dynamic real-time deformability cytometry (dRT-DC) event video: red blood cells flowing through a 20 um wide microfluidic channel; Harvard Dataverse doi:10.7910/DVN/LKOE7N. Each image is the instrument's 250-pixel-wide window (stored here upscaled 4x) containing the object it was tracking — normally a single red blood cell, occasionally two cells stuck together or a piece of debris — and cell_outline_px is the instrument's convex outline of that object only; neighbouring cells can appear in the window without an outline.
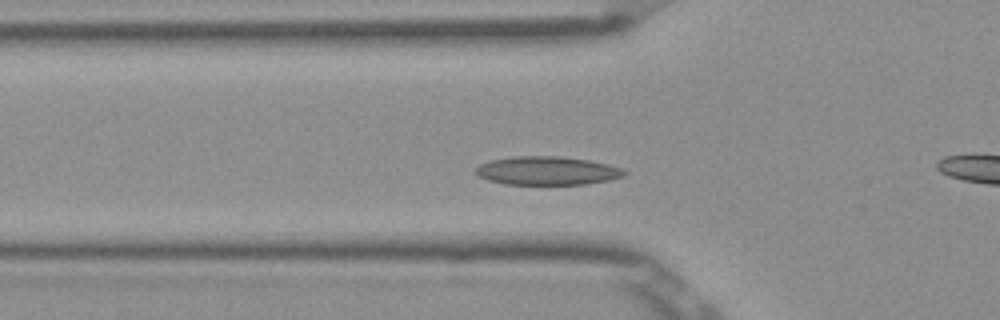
{"species": "Egyptian fruit bat (a non-hibernating species)", "species_latin": "Rousettus aegyptiacus", "temperature_condition": "room temperature", "stored_images_in_passage": 49, "camera_frame_rate_fps": 3000, "um_per_image_px": 0.085, "frame": {"image": 1, "passage_image": 13, "time_ms": 4.0, "image_size_px": [1000, 320], "cell_outline_px": [[628, 172], [624, 176], [608, 180], [588, 184], [504, 184], [488, 180], [476, 176], [476, 168], [480, 164], [492, 160], [516, 156], [560, 156], [588, 160], [608, 164], [620, 168]], "centroid_in_image_um": [46.5, 14.51], "position_along_channel_um": 79.3, "area_um2": 24.62}}
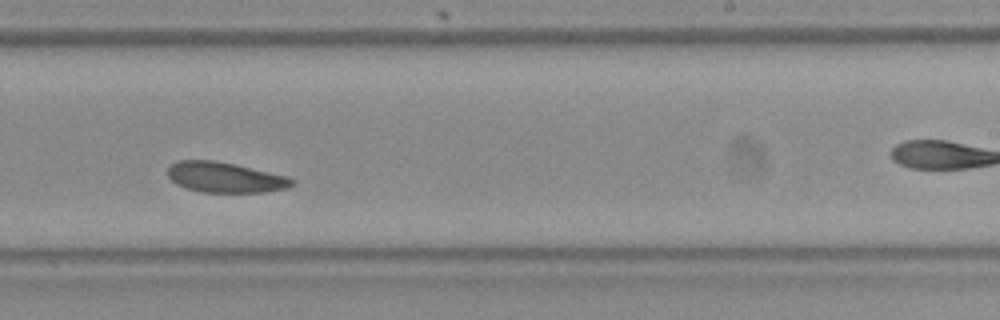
{"frame": {"image": 2, "passage_image": 28, "time_ms": 9.0, "image_size_px": [1000, 320], "cell_outline_px": [[296, 184], [288, 188], [264, 192], [200, 192], [184, 188], [176, 184], [168, 176], [168, 168], [176, 160], [212, 160], [232, 164], [288, 176], [296, 180]], "centroid_in_image_um": [19.14, 15.09], "position_along_channel_um": 269.9, "area_um2": 22.02}}
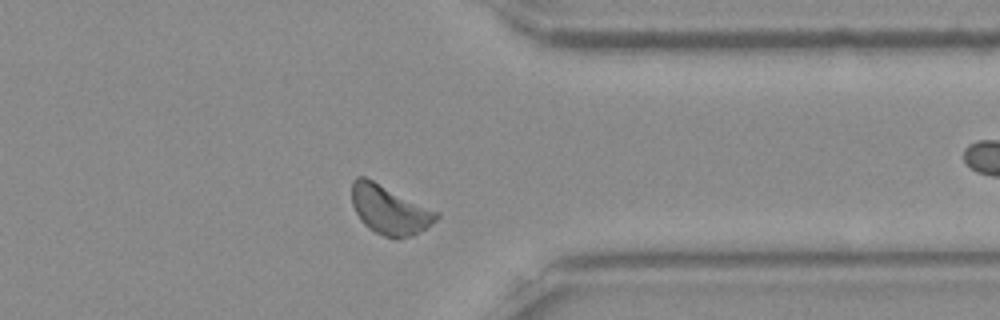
{"frame": {"image": 3, "passage_image": 37, "time_ms": 12.0, "image_size_px": [1000, 320], "cell_outline_px": [[440, 216], [432, 224], [412, 236], [396, 240], [384, 236], [368, 228], [360, 220], [352, 204], [352, 180], [356, 176], [364, 176], [440, 212]], "centroid_in_image_um": [33.12, 17.85], "position_along_channel_um": 378.3, "area_um2": 24.28}, "authors_computed_cell_mechanics": {"area_um2": 23.0622, "velocity_mm_per_s": 3.8088, "shape_relaxation_time_tau1_ms": 2.5279, "shape_relaxation_time_tau2_ms": null, "deformation_change_tau1": 0.0638, "deformation_change_tau2": null}}